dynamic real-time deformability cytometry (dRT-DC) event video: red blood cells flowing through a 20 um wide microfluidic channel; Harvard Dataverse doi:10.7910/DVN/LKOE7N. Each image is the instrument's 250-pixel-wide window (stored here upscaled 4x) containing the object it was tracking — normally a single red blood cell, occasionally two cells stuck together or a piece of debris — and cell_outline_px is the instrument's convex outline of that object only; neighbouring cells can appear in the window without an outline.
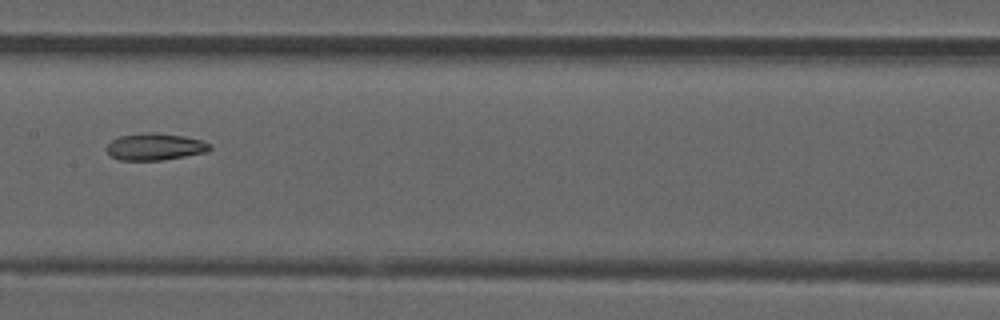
{"species": "common noctule bat (a hibernating species)", "species_latin": "Nyctalus noctula", "temperature_condition": "room temperature", "stored_images_in_passage": 4, "camera_frame_rate_fps": 3000, "um_per_image_px": 0.085, "animal": {"sex": "male", "forearm_length_mm": 52.5}, "frame": {"image": 1, "passage_image": 4, "time_ms": 1.0, "image_size_px": [1000, 320], "cell_outline_px": [[212, 148], [208, 152], [160, 160], [120, 160], [112, 156], [108, 152], [108, 144], [112, 140], [120, 136], [148, 132], [152, 132], [184, 136], [200, 140], [208, 144]], "centroid_in_image_um": [13.19, 12.47], "position_along_channel_um": 194.2, "area_um2": 15.9}}